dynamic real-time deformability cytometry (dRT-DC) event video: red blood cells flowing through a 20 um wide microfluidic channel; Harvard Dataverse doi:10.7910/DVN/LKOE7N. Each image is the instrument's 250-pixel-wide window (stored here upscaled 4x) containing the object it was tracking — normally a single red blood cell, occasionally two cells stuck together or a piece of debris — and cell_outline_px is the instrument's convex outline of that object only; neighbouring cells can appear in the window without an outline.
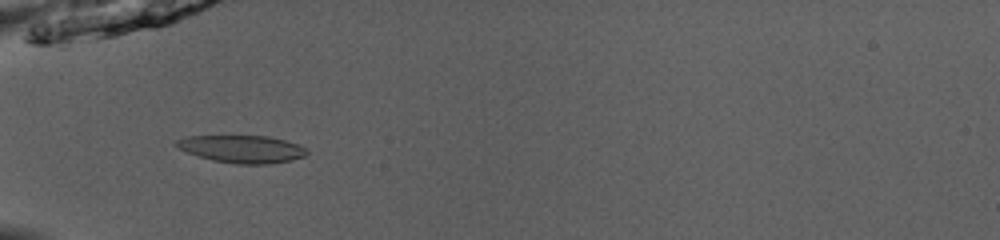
{"species": "common noctule bat (a hibernating species)", "species_latin": "Nyctalus noctula", "temperature_condition": "room temperature", "stored_images_in_passage": 36, "camera_frame_rate_fps": 3000, "um_per_image_px": 0.085, "animal": {"sex": "male", "body_mass_g": 13.0, "forearm_length_mm": 53.1}, "frame": {"image": 1, "passage_image": 3, "time_ms": 0.667, "image_size_px": [1000, 240], "cell_outline_px": [[308, 152], [304, 156], [292, 160], [268, 164], [236, 164], [212, 160], [188, 152], [172, 144], [176, 140], [184, 136], [268, 136], [300, 144], [308, 148]], "centroid_in_image_um": [20.6, 12.66], "position_along_channel_um": 64.4, "area_um2": 20.98}}
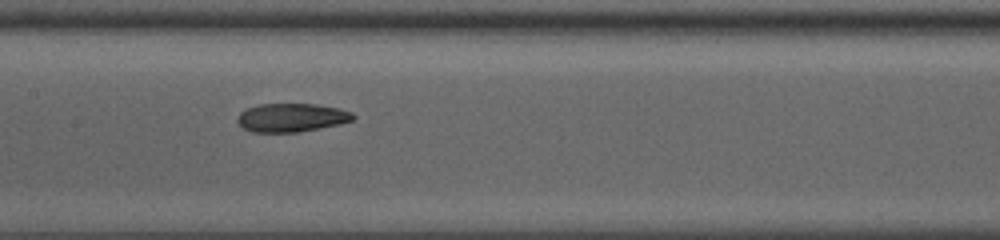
{"frame": {"image": 2, "passage_image": 12, "time_ms": 3.667, "image_size_px": [1000, 240], "cell_outline_px": [[356, 116], [352, 120], [340, 124], [296, 132], [252, 132], [244, 128], [236, 120], [236, 116], [240, 112], [256, 104], [316, 104], [340, 108], [352, 112]], "centroid_in_image_um": [24.77, 9.98], "position_along_channel_um": 182.6, "area_um2": 19.25}}
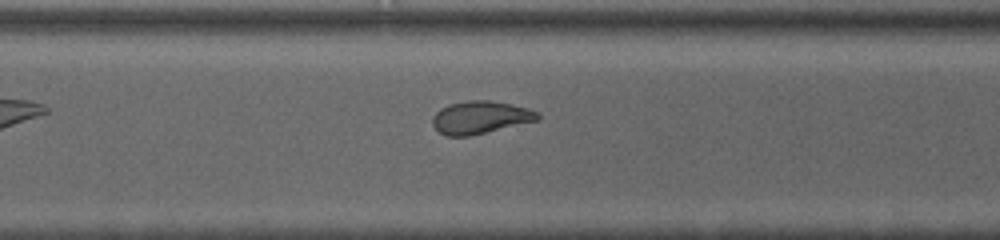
{"frame": {"image": 3, "passage_image": 23, "time_ms": 7.333, "image_size_px": [1000, 240], "cell_outline_px": [[540, 120], [468, 136], [448, 136], [440, 132], [432, 124], [432, 120], [436, 112], [440, 108], [452, 104], [468, 100], [488, 100], [528, 108], [536, 112], [540, 116]], "centroid_in_image_um": [40.83, 9.98], "position_along_channel_um": 329.8, "area_um2": 19.71}, "authors_computed_cell_mechanics": {"area_um2": 20.23, "velocity_mm_per_s": 4.0337, "shape_relaxation_time_tau1_ms": null, "shape_relaxation_time_tau2_ms": 2.7424, "deformation_change_tau1": null, "deformation_change_tau2": 0.0871}}